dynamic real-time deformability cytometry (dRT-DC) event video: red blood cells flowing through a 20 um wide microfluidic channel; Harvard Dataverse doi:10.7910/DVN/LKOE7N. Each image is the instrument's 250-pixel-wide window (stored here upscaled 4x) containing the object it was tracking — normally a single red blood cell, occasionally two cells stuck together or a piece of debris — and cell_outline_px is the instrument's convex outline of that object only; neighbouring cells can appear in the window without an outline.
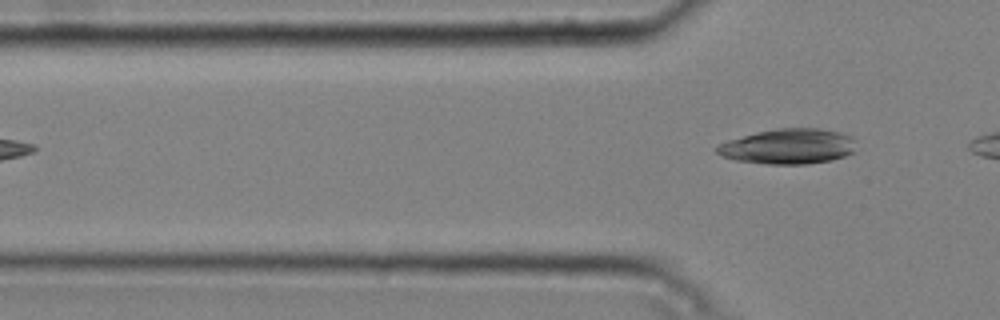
{"species": "common noctule bat (a hibernating species)", "species_latin": "Nyctalus noctula", "temperature_condition": "cold", "stored_images_in_passage": 2, "camera_frame_rate_fps": 3000, "um_per_image_px": 0.085, "animal": {"sex": "male", "body_mass_g": 20.4}, "frame": {"image": 1, "passage_image": 2, "time_ms": 0.333, "image_size_px": [1000, 320], "cell_outline_px": [[856, 152], [832, 160], [808, 164], [768, 164], [736, 160], [720, 156], [716, 152], [716, 144], [728, 140], [756, 132], [776, 128], [820, 128], [840, 132], [848, 136], [852, 140]], "centroid_in_image_um": [66.97, 12.45], "position_along_channel_um": 58.8, "area_um2": 28.67}}